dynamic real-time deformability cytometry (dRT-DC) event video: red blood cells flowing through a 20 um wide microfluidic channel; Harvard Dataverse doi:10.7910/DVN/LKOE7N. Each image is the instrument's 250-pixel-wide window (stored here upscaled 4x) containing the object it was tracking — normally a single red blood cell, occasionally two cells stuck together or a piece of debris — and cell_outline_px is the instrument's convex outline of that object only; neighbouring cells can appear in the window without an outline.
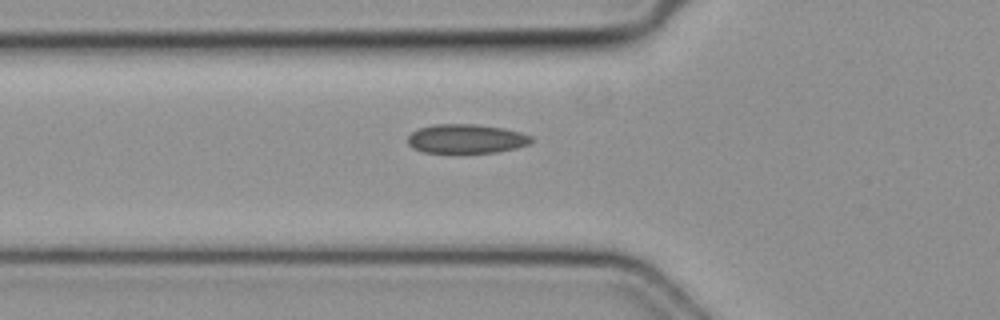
{"species": "common noctule bat (a hibernating species)", "species_latin": "Nyctalus noctula", "temperature_condition": "cold", "stored_images_in_passage": 31, "camera_frame_rate_fps": 3000, "um_per_image_px": 0.085, "animal": {"sex": "female", "body_mass_g": 19.3, "forearm_length_mm": 54.1}, "frame": {"image": 1, "passage_image": 2, "time_ms": 0.333, "image_size_px": [1000, 320], "cell_outline_px": [[536, 140], [532, 144], [516, 148], [496, 152], [424, 152], [412, 148], [408, 144], [408, 136], [412, 132], [420, 128], [432, 124], [476, 124], [504, 128], [520, 132], [532, 136]], "centroid_in_image_um": [39.68, 11.79], "position_along_channel_um": 86.1, "area_um2": 21.1}}
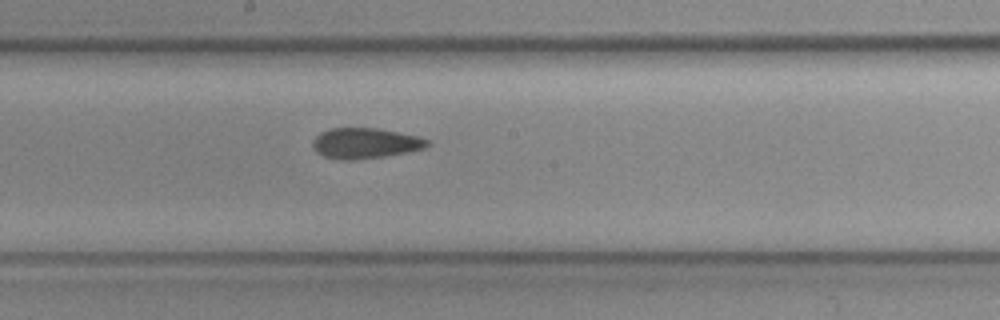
{"frame": {"image": 2, "passage_image": 12, "time_ms": 3.667, "image_size_px": [1000, 320], "cell_outline_px": [[428, 144], [424, 148], [408, 152], [384, 156], [356, 160], [340, 160], [324, 156], [316, 152], [312, 144], [312, 140], [320, 132], [328, 128], [376, 128], [416, 136], [428, 140]], "centroid_in_image_um": [30.98, 12.18], "position_along_channel_um": 217.2, "area_um2": 20.29}}
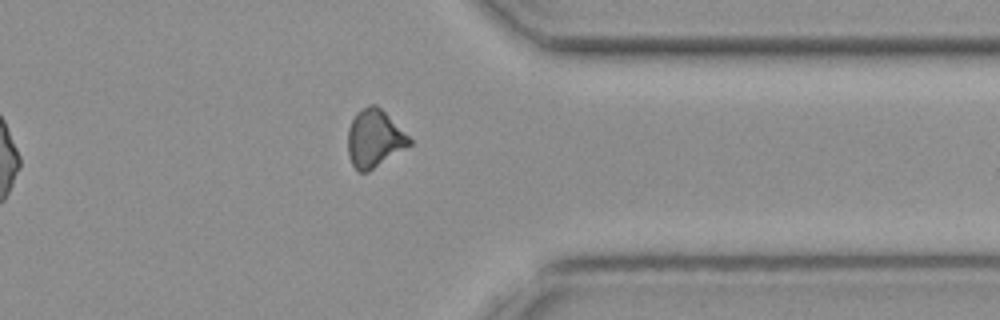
{"frame": {"image": 3, "passage_image": 25, "time_ms": 8.0, "image_size_px": [1000, 320], "cell_outline_px": [[412, 144], [368, 172], [356, 172], [348, 156], [348, 128], [356, 112], [360, 108], [368, 104], [376, 104], [412, 140]], "centroid_in_image_um": [31.79, 11.78], "position_along_channel_um": 379.6, "area_um2": 20.63}}